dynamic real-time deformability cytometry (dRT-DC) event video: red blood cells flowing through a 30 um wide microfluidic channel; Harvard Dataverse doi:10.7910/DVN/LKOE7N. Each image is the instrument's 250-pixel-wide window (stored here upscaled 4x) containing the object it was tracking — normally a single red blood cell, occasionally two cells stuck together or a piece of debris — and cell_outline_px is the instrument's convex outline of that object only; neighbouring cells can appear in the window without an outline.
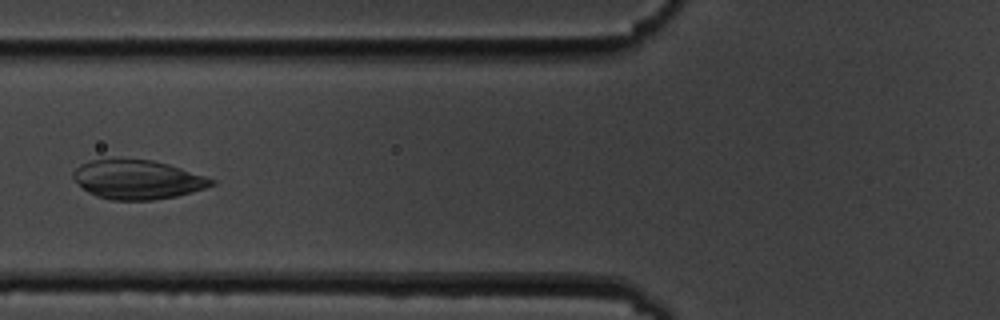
{"species": "common noctule bat (a hibernating species)", "species_latin": "Nyctalus noctula", "temperature_condition": "cold", "stored_images_in_passage": 7, "camera_frame_rate_fps": 3000, "um_per_image_px": 0.085, "animal": {"sex": "male", "body_mass_g": 19.5, "forearm_length_mm": 54.6}, "frame": {"image": 1, "passage_image": 6, "time_ms": 6.0, "image_size_px": [1000, 320], "cell_outline_px": [[216, 184], [192, 192], [176, 196], [152, 200], [112, 200], [96, 196], [88, 192], [72, 176], [72, 172], [80, 164], [92, 160], [120, 156], [152, 160], [168, 164], [216, 180]], "centroid_in_image_um": [11.66, 15.23], "position_along_channel_um": 114.1, "area_um2": 31.91}}
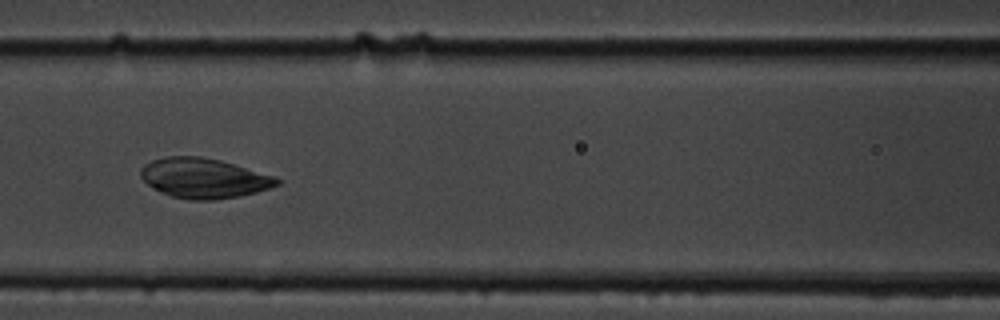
{"frame": {"image": 2, "passage_image": 7, "time_ms": 7.0, "image_size_px": [1000, 320], "cell_outline_px": [[280, 184], [256, 192], [240, 196], [212, 200], [192, 200], [172, 196], [160, 192], [152, 188], [140, 176], [140, 168], [144, 164], [152, 160], [168, 156], [200, 156], [220, 160], [276, 176], [280, 180]], "centroid_in_image_um": [17.32, 15.14], "position_along_channel_um": 149.3, "area_um2": 31.73}}